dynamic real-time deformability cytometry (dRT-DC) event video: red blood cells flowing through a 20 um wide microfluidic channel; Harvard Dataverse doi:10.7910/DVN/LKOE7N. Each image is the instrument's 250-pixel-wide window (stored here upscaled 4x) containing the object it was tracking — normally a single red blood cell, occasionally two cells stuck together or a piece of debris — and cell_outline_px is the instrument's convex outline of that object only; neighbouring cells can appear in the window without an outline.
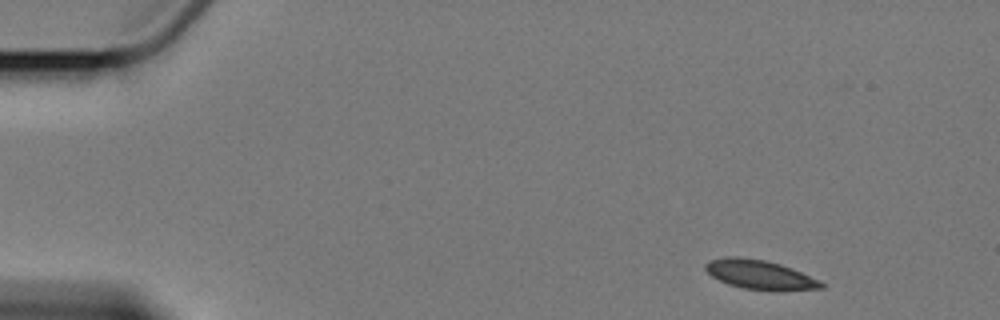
{"species": "Egyptian fruit bat (a non-hibernating species)", "species_latin": "Rousettus aegyptiacus", "temperature_condition": "cold", "stored_images_in_passage": 5, "segment_of_instrument_passage": [1, 2], "camera_frame_rate_fps": 3000, "um_per_image_px": 0.085, "animal": {"sex": "female"}, "frame": {"image": 1, "passage_image": 1, "time_ms": 0.0, "image_size_px": [1000, 320], "cell_outline_px": [[824, 288], [776, 292], [740, 288], [728, 284], [712, 276], [704, 268], [704, 264], [708, 260], [724, 256], [736, 256], [764, 260], [780, 264], [792, 268], [820, 280], [824, 284]], "centroid_in_image_um": [64.59, 23.36], "position_along_channel_um": 20.4, "area_um2": 20.17}}
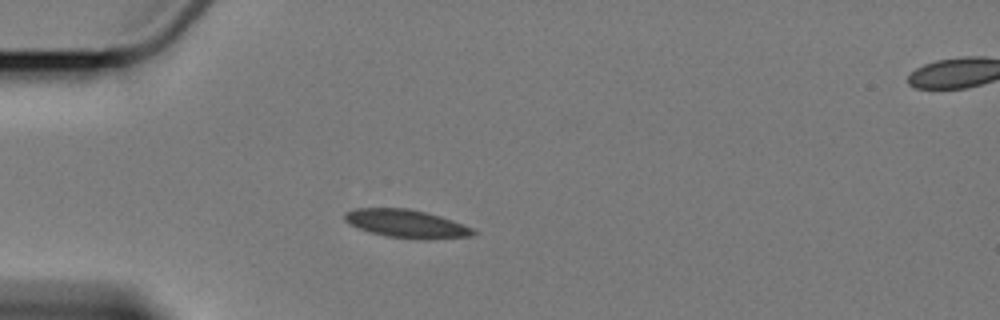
{"frame": {"image": 2, "passage_image": 4, "time_ms": 3.333, "image_size_px": [1000, 320], "cell_outline_px": [[476, 232], [472, 236], [432, 240], [420, 240], [384, 236], [348, 224], [344, 220], [344, 212], [356, 208], [408, 208], [428, 212], [452, 220], [472, 228]], "centroid_in_image_um": [34.55, 19.02], "position_along_channel_um": 50.4, "area_um2": 21.33}}